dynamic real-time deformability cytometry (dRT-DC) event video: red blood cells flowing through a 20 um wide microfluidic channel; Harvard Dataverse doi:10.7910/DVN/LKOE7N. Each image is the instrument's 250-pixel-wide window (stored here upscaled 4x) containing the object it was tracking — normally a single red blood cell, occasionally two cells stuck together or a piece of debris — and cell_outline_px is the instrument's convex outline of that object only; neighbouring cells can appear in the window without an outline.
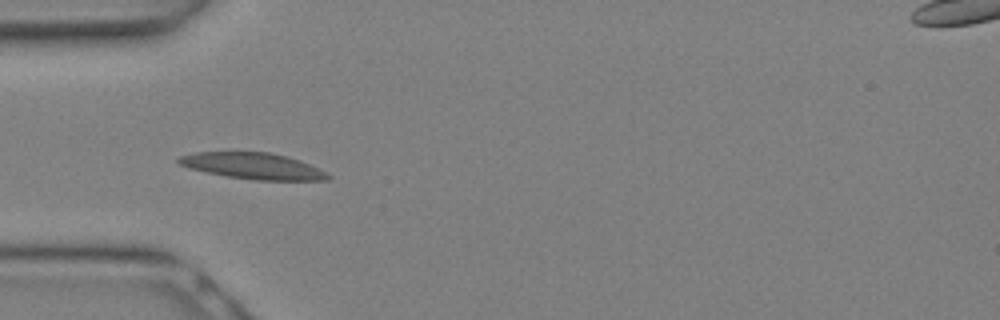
{"species": "Egyptian fruit bat (a non-hibernating species)", "species_latin": "Rousettus aegyptiacus", "temperature_condition": "warm", "stored_images_in_passage": 20, "camera_frame_rate_fps": 3000, "um_per_image_px": 0.085, "animal": {"sex": "female"}, "frame": {"image": 1, "passage_image": 2, "time_ms": 0.333, "image_size_px": [1000, 320], "cell_outline_px": [[332, 176], [328, 180], [252, 180], [228, 176], [188, 168], [180, 164], [176, 160], [180, 156], [196, 152], [268, 152], [300, 160]], "centroid_in_image_um": [21.47, 14.11], "position_along_channel_um": 63.5, "area_um2": 22.48}}
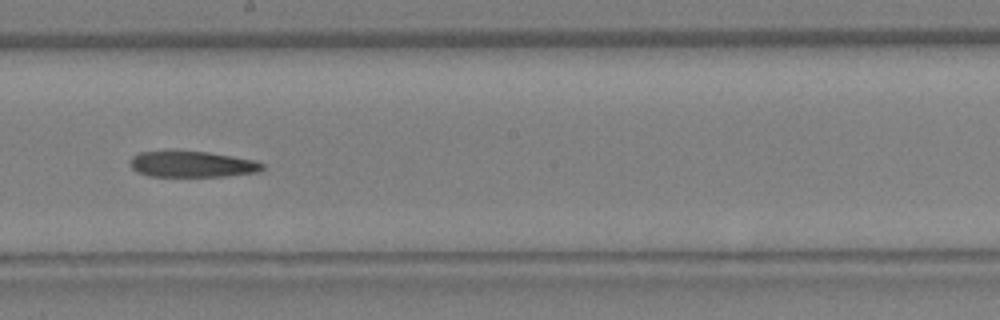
{"frame": {"image": 2, "passage_image": 9, "time_ms": 2.667, "image_size_px": [1000, 320], "cell_outline_px": [[264, 168], [260, 172], [228, 176], [148, 176], [136, 172], [128, 164], [132, 156], [140, 152], [172, 148], [208, 152], [256, 160], [264, 164]], "centroid_in_image_um": [16.28, 13.92], "position_along_channel_um": 231.9, "area_um2": 20.98}}
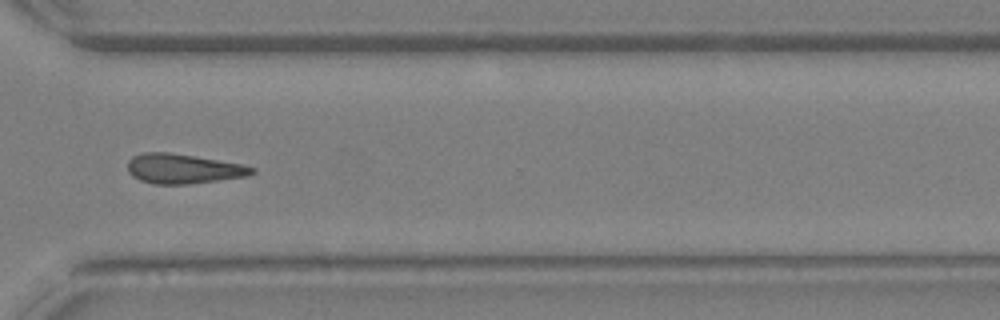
{"frame": {"image": 3, "passage_image": 14, "time_ms": 4.333, "image_size_px": [1000, 320], "cell_outline_px": [[256, 172], [248, 176], [184, 184], [156, 184], [140, 180], [132, 176], [128, 172], [128, 160], [132, 156], [144, 152], [168, 152], [244, 164], [256, 168]], "centroid_in_image_um": [15.57, 14.33], "position_along_channel_um": 355.0, "area_um2": 21.44}}